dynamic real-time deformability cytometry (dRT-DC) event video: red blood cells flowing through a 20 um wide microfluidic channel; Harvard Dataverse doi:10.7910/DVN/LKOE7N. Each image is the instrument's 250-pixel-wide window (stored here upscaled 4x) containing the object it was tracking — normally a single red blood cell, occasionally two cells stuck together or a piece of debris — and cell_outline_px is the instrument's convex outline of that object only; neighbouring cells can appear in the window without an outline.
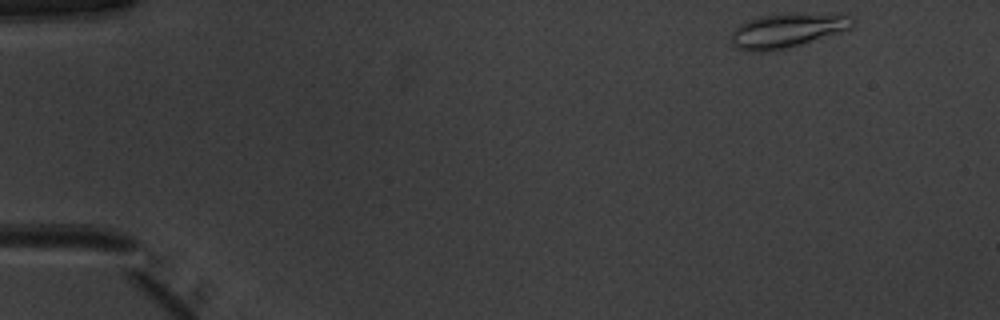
{"species": "common noctule bat (a hibernating species)", "species_latin": "Nyctalus noctula", "temperature_condition": "warm", "stored_images_in_passage": 47, "camera_frame_rate_fps": 3000, "um_per_image_px": 0.085, "animal": {"sex": "male", "body_mass_g": 20.1, "forearm_length_mm": 53.5}, "frame": {"image": 1, "passage_image": 1, "time_ms": 0.0, "image_size_px": [1000, 320], "cell_outline_px": [[856, 24], [848, 32], [788, 48], [768, 52], [752, 52], [736, 48], [732, 44], [732, 32], [740, 24], [756, 16], [784, 12], [844, 12], [852, 16], [856, 20]], "centroid_in_image_um": [67.09, 2.54], "position_along_channel_um": 17.9, "area_um2": 26.01}}
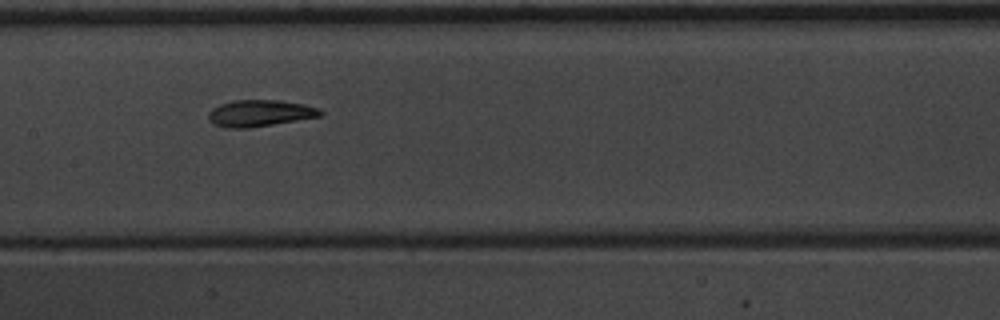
{"frame": {"image": 2, "passage_image": 22, "time_ms": 7.0, "image_size_px": [1000, 320], "cell_outline_px": [[324, 112], [320, 116], [248, 128], [224, 128], [212, 124], [208, 120], [208, 112], [212, 108], [220, 104], [232, 100], [280, 100], [304, 104], [316, 108]], "centroid_in_image_um": [22.01, 9.62], "position_along_channel_um": 185.4, "area_um2": 17.34}}
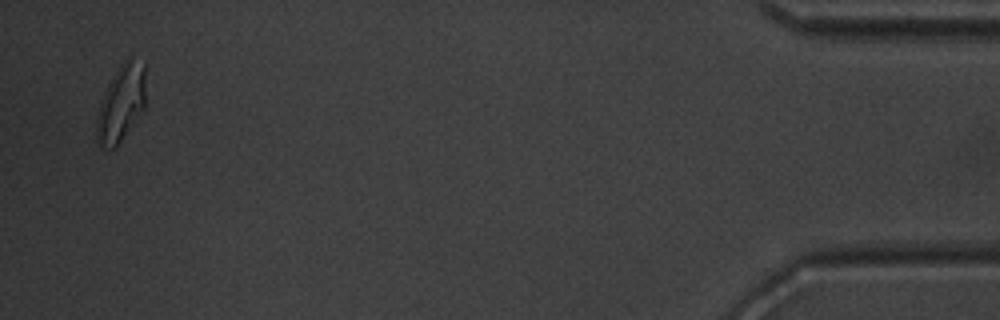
{"frame": {"image": 3, "passage_image": 46, "time_ms": 15.0, "image_size_px": [1000, 320], "cell_outline_px": [[144, 108], [116, 148], [100, 148], [96, 140], [96, 116], [104, 92], [112, 76], [128, 60], [144, 60]], "centroid_in_image_um": [10.26, 8.86], "position_along_channel_um": 424.9, "area_um2": 21.5}, "authors_computed_cell_mechanics": {"area_um2": 17.7446, "velocity_mm_per_s": 3.9736, "shape_relaxation_time_tau1_ms": 3.6246, "shape_relaxation_time_tau2_ms": 1.76, "deformation_change_tau1": 0.1697, "deformation_change_tau2": 0.0894}}